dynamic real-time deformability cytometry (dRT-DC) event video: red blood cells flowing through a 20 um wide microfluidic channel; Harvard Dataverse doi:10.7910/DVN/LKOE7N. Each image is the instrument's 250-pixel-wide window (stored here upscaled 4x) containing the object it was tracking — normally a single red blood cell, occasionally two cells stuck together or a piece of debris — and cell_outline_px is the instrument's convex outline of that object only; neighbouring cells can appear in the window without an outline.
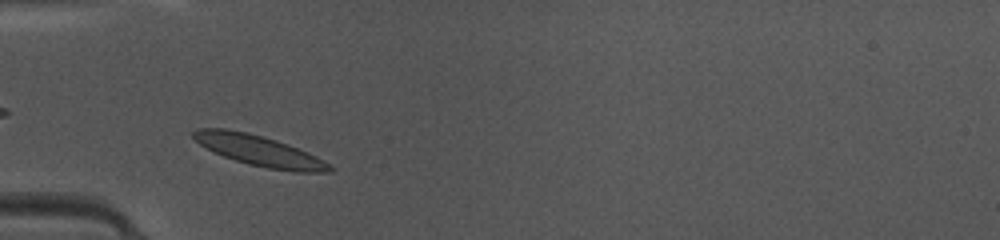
{"species": "common noctule bat (a hibernating species)", "species_latin": "Nyctalus noctula", "temperature_condition": "warm", "stored_images_in_passage": 35, "camera_frame_rate_fps": 3000, "um_per_image_px": 0.085, "animal": {"sex": "female", "body_mass_g": 10.0, "forearm_length_mm": 53.1}, "frame": {"image": 1, "passage_image": 2, "time_ms": 0.333, "image_size_px": [1000, 240], "cell_outline_px": [[336, 168], [332, 172], [296, 172], [268, 168], [248, 164], [224, 156], [200, 144], [192, 136], [192, 132], [196, 128], [228, 128], [248, 132], [276, 140], [308, 152], [316, 156]], "centroid_in_image_um": [22.06, 12.8], "position_along_channel_um": 62.9, "area_um2": 24.16}}
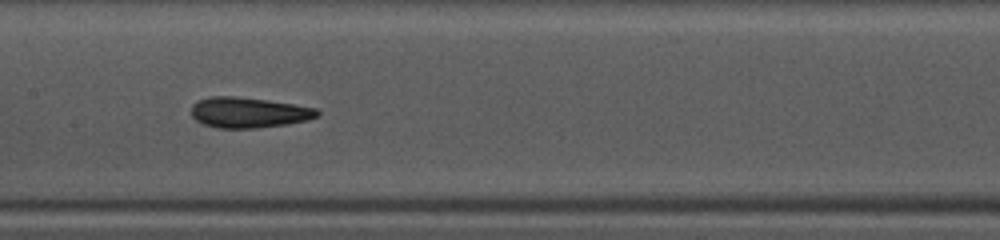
{"frame": {"image": 2, "passage_image": 11, "time_ms": 3.333, "image_size_px": [1000, 240], "cell_outline_px": [[320, 116], [308, 120], [288, 124], [256, 128], [216, 128], [204, 124], [196, 120], [192, 116], [192, 104], [196, 100], [208, 96], [236, 96], [268, 100], [316, 108], [320, 112]], "centroid_in_image_um": [21.13, 9.56], "position_along_channel_um": 186.3, "area_um2": 22.6}}
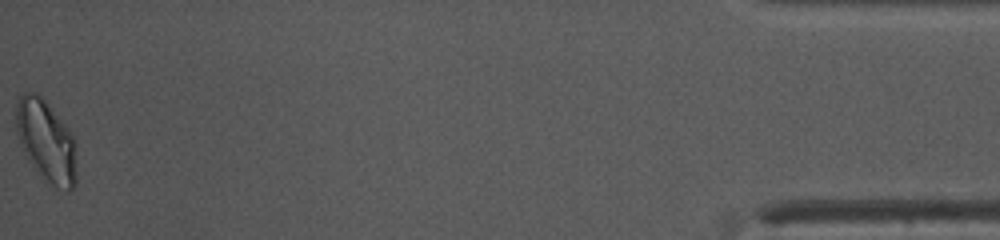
{"frame": {"image": 3, "passage_image": 35, "time_ms": 11.333, "image_size_px": [1000, 240], "cell_outline_px": [[76, 184], [68, 192], [52, 184], [28, 160], [20, 144], [16, 128], [16, 104], [20, 96], [24, 92], [36, 92], [44, 100], [68, 128], [72, 136], [76, 172]], "centroid_in_image_um": [3.9, 11.96], "position_along_channel_um": 431.3, "area_um2": 27.98}, "authors_computed_cell_mechanics": {"area_um2": 22.4842, "velocity_mm_per_s": 4.1673, "shape_relaxation_time_tau1_ms": 4.7003, "shape_relaxation_time_tau2_ms": 1.7186, "deformation_change_tau1": 0.1394, "deformation_change_tau2": 0.0741}}